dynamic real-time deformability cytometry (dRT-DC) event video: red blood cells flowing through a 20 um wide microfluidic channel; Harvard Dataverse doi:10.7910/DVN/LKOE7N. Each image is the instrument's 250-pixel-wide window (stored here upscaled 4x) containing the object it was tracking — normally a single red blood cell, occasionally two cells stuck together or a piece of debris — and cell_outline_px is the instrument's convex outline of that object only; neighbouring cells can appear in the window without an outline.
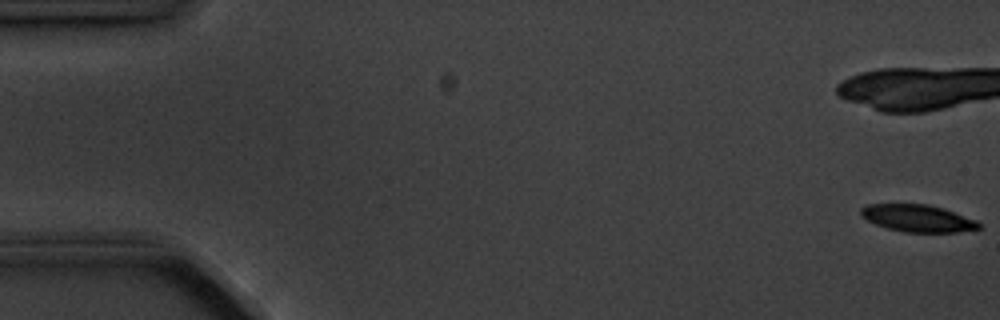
{"species": "common noctule bat (a hibernating species)", "species_latin": "Nyctalus noctula", "temperature_condition": "cold", "stored_images_in_passage": 6, "camera_frame_rate_fps": 3000, "um_per_image_px": 0.085, "animal": {"sex": "male", "body_mass_g": 20.1, "forearm_length_mm": 53.5}, "frame": {"image": 1, "passage_image": 1, "time_ms": 0.0, "image_size_px": [1000, 320], "cell_outline_px": [[980, 228], [956, 232], [904, 232], [888, 228], [876, 224], [860, 216], [860, 208], [868, 204], [928, 204], [944, 208], [976, 220], [980, 224]], "centroid_in_image_um": [77.99, 18.54], "position_along_channel_um": 7.0, "area_um2": 18.61}}